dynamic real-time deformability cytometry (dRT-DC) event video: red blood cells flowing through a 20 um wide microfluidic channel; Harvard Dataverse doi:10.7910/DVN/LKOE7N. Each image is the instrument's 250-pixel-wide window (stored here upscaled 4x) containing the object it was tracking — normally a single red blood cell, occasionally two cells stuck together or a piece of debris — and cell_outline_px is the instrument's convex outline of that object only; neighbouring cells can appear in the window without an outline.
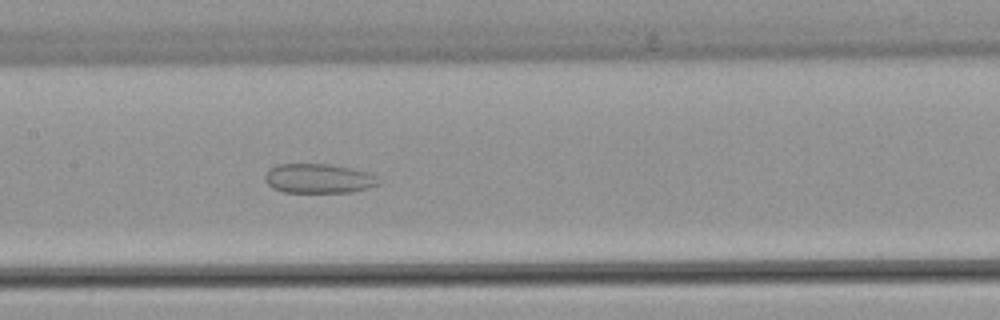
{"species": "common noctule bat (a hibernating species)", "species_latin": "Nyctalus noctula", "temperature_condition": "warm", "stored_images_in_passage": 43, "camera_frame_rate_fps": 3000, "um_per_image_px": 0.085, "animal": {"sex": "female", "body_mass_g": 22.7, "forearm_length_mm": 54.2}, "frame": {"image": 1, "passage_image": 17, "time_ms": 5.333, "image_size_px": [1000, 320], "cell_outline_px": [[380, 184], [368, 188], [352, 192], [284, 192], [272, 188], [264, 180], [264, 176], [268, 168], [276, 164], [332, 164], [372, 172], [380, 180]], "centroid_in_image_um": [27.09, 15.16], "position_along_channel_um": 180.3, "area_um2": 19.88}}
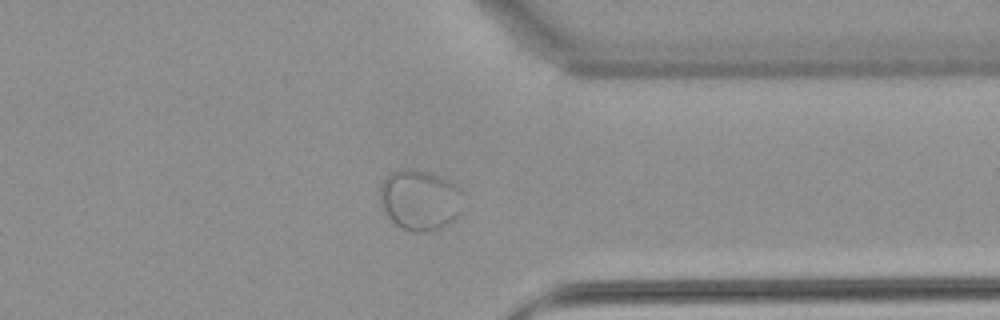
{"frame": {"image": 2, "passage_image": 32, "time_ms": 10.333, "image_size_px": [1000, 320], "cell_outline_px": [[464, 212], [456, 220], [440, 228], [424, 232], [412, 232], [400, 228], [388, 216], [380, 200], [380, 184], [388, 172], [400, 168], [408, 168], [428, 172], [440, 176], [456, 184], [460, 188], [464, 208]], "centroid_in_image_um": [35.72, 16.99], "position_along_channel_um": 375.7, "area_um2": 30.0}}
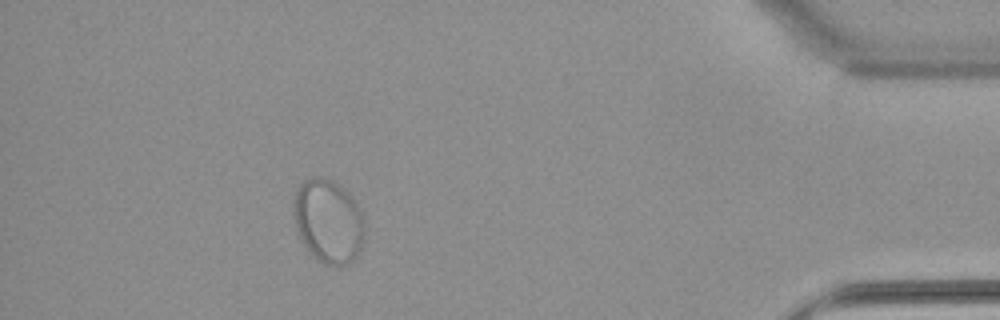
{"frame": {"image": 3, "passage_image": 38, "time_ms": 12.333, "image_size_px": [1000, 320], "cell_outline_px": [[364, 240], [360, 252], [352, 264], [332, 268], [324, 264], [312, 256], [308, 252], [296, 232], [292, 216], [292, 200], [296, 188], [304, 180], [312, 176], [324, 176], [340, 184], [356, 200], [364, 216]], "centroid_in_image_um": [27.9, 18.81], "position_along_channel_um": 407.3, "area_um2": 36.36}}